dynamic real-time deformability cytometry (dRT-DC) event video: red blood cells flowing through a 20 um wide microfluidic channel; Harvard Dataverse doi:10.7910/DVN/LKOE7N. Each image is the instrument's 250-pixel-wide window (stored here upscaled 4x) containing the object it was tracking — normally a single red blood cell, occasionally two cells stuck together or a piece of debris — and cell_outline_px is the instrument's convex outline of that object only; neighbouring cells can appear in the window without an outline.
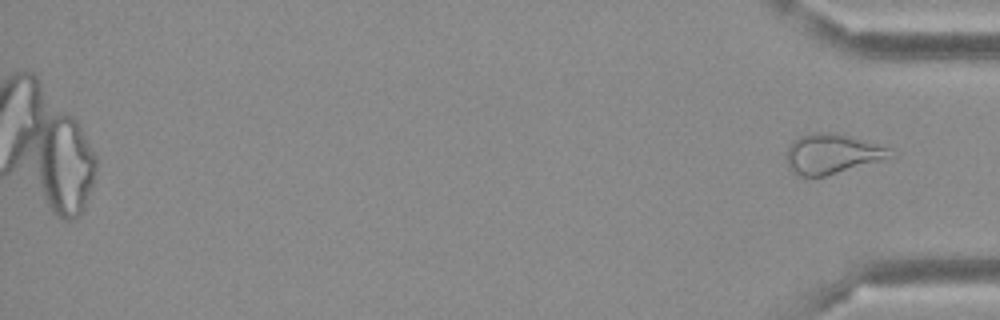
{"species": "Egyptian fruit bat (a non-hibernating species)", "species_latin": "Rousettus aegyptiacus", "temperature_condition": "cold", "stored_images_in_passage": 46, "camera_frame_rate_fps": 3000, "um_per_image_px": 0.085, "frame": {"image": 1, "passage_image": 46, "time_ms": 15.0, "image_size_px": [1000, 320], "cell_outline_px": [[896, 156], [888, 160], [824, 176], [800, 176], [792, 172], [788, 168], [784, 156], [788, 144], [792, 140], [800, 136], [816, 132], [828, 132], [848, 136], [892, 148]], "centroid_in_image_um": [70.74, 13.09], "position_along_channel_um": 364.5, "area_um2": 24.74}}